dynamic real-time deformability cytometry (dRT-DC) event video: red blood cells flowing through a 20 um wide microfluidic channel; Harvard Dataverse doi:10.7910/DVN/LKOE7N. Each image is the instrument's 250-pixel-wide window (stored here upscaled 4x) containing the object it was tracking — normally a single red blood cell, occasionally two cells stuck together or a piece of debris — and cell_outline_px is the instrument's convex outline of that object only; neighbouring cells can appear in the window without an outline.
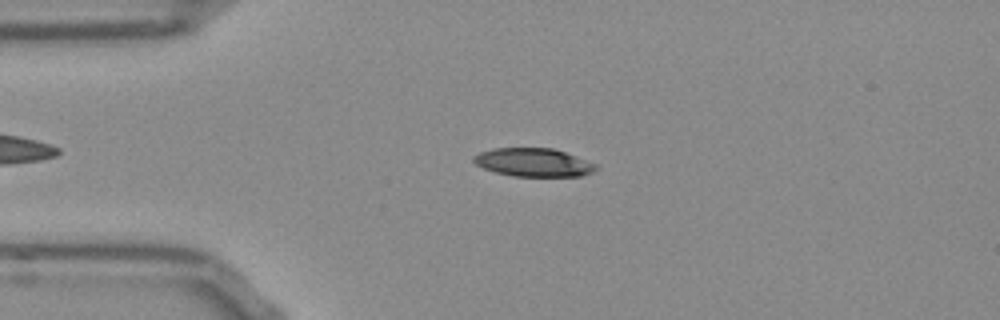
{"species": "Egyptian fruit bat (a non-hibernating species)", "species_latin": "Rousettus aegyptiacus", "temperature_condition": "room temperature", "stored_images_in_passage": 52, "camera_frame_rate_fps": 3000, "um_per_image_px": 0.085, "frame": {"image": 1, "passage_image": 11, "time_ms": 3.333, "image_size_px": [1000, 320], "cell_outline_px": [[600, 168], [592, 172], [580, 176], [512, 176], [496, 172], [484, 168], [476, 164], [472, 160], [472, 156], [480, 152], [492, 148], [552, 148], [564, 152], [596, 164]], "centroid_in_image_um": [45.32, 13.8], "position_along_channel_um": 39.7, "area_um2": 20.11}}
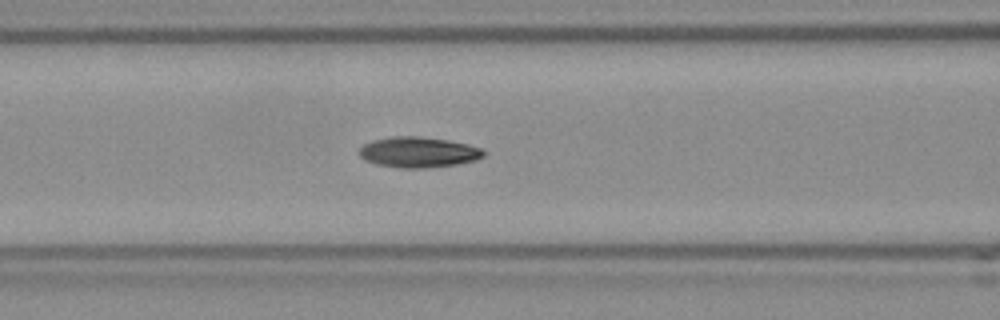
{"frame": {"image": 2, "passage_image": 20, "time_ms": 6.333, "image_size_px": [1000, 320], "cell_outline_px": [[484, 156], [476, 160], [456, 164], [424, 168], [400, 168], [376, 164], [360, 156], [360, 148], [364, 144], [372, 140], [392, 136], [420, 136], [448, 140], [468, 144], [480, 148], [484, 152]], "centroid_in_image_um": [35.56, 12.93], "position_along_channel_um": 131.0, "area_um2": 22.02}}
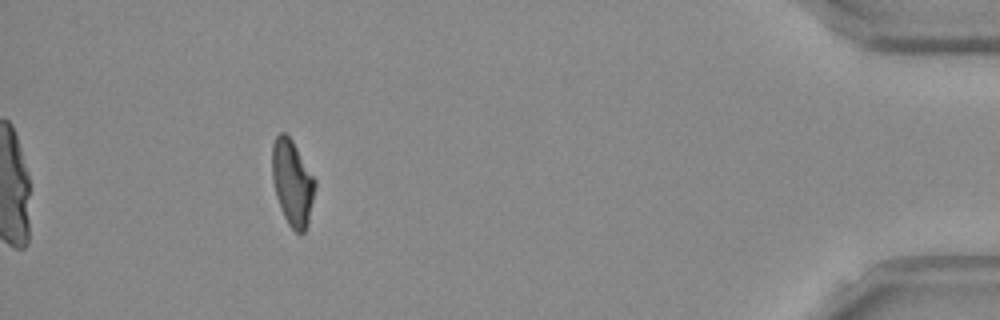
{"frame": {"image": 3, "passage_image": 47, "time_ms": 15.333, "image_size_px": [1000, 320], "cell_outline_px": [[316, 184], [308, 224], [304, 232], [296, 232], [288, 224], [280, 208], [276, 196], [272, 180], [272, 144], [276, 136], [280, 132], [284, 132], [292, 140], [316, 180]], "centroid_in_image_um": [24.84, 15.52], "position_along_channel_um": 410.4, "area_um2": 21.39}, "authors_computed_cell_mechanics": {"area_um2": 21.2993, "velocity_mm_per_s": 3.8097, "shape_relaxation_time_tau1_ms": null, "shape_relaxation_time_tau2_ms": 3.3234, "deformation_change_tau1": null, "deformation_change_tau2": 0.0969}}